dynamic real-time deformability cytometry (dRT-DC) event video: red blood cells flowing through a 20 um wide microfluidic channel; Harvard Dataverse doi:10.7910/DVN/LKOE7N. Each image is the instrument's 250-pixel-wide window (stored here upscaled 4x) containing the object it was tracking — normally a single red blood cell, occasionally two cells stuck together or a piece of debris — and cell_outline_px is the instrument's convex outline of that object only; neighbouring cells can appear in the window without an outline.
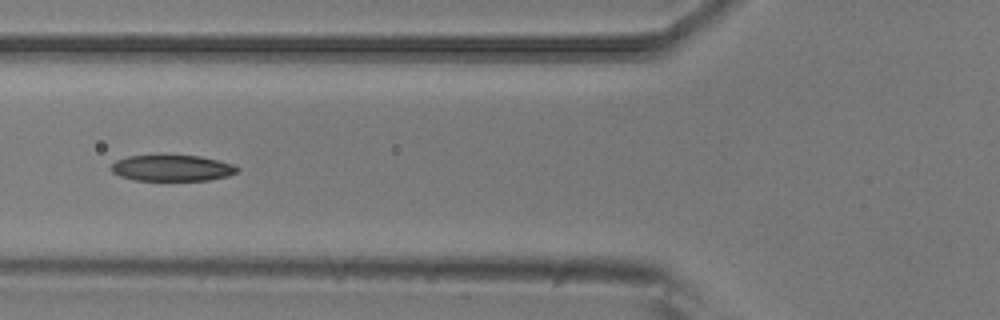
{"species": "common noctule bat (a hibernating species)", "species_latin": "Nyctalus noctula", "temperature_condition": "room temperature", "stored_images_in_passage": 5, "camera_frame_rate_fps": 3000, "um_per_image_px": 0.085, "animal": {"sex": "male", "body_mass_g": 20.5, "forearm_length_mm": 52.5}, "frame": {"image": 1, "passage_image": 5, "time_ms": 1.333, "image_size_px": [1000, 320], "cell_outline_px": [[240, 168], [236, 172], [228, 176], [208, 180], [132, 180], [120, 176], [112, 172], [112, 164], [116, 160], [128, 156], [160, 152], [164, 152], [200, 156], [232, 164]], "centroid_in_image_um": [14.57, 14.23], "position_along_channel_um": 111.2, "area_um2": 20.0}}